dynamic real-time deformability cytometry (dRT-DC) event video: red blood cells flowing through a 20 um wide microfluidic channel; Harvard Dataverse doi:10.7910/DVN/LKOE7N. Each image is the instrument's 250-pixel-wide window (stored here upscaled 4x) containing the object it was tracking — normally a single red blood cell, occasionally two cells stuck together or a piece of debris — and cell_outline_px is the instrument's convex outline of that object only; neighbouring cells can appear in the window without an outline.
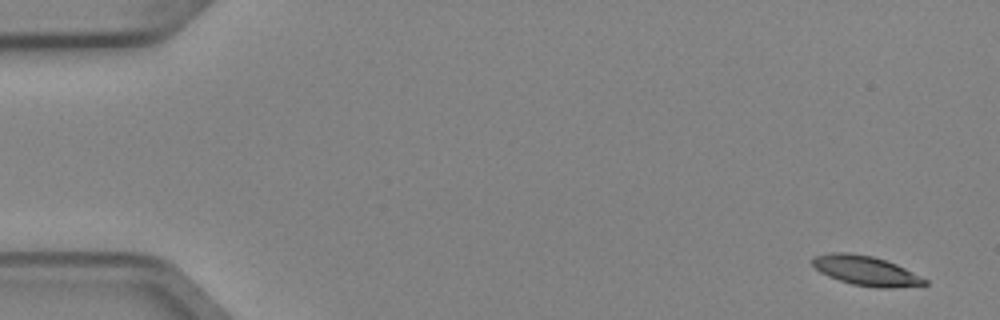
{"species": "Egyptian fruit bat (a non-hibernating species)", "species_latin": "Rousettus aegyptiacus", "temperature_condition": "cold", "stored_images_in_passage": 5, "camera_frame_rate_fps": 3000, "um_per_image_px": 0.085, "animal": {"sex": "female"}, "frame": {"image": 1, "passage_image": 1, "time_ms": 0.0, "image_size_px": [1000, 320], "cell_outline_px": [[928, 284], [892, 288], [876, 288], [852, 284], [828, 276], [820, 272], [812, 264], [812, 256], [832, 252], [848, 252], [872, 256], [896, 264], [928, 280]], "centroid_in_image_um": [73.57, 23.01], "position_along_channel_um": 11.4, "area_um2": 19.31}}
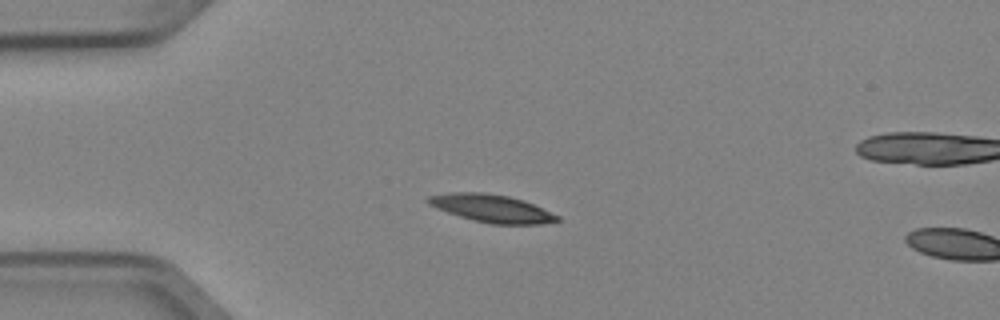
{"frame": {"image": 2, "passage_image": 4, "time_ms": 1.0, "image_size_px": [1000, 320], "cell_outline_px": [[560, 220], [540, 224], [492, 224], [472, 220], [436, 208], [428, 204], [424, 200], [428, 196], [452, 192], [484, 192], [508, 196], [524, 200], [560, 216]], "centroid_in_image_um": [41.78, 17.7], "position_along_channel_um": 43.2, "area_um2": 20.87}}